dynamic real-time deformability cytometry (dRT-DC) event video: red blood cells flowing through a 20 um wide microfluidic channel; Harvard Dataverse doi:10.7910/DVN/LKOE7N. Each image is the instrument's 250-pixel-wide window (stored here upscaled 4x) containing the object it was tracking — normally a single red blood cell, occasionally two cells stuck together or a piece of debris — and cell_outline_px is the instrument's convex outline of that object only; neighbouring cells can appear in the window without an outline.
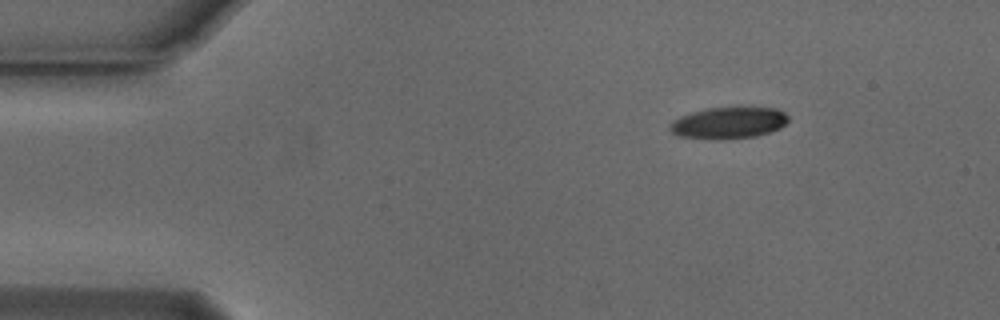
{"species": "Egyptian fruit bat (a non-hibernating species)", "species_latin": "Rousettus aegyptiacus", "temperature_condition": "cold", "stored_images_in_passage": 48, "camera_frame_rate_fps": 3000, "um_per_image_px": 0.085, "animal": {"sex": "male"}, "frame": {"image": 1, "passage_image": 1, "time_ms": 0.0, "image_size_px": [1000, 320], "cell_outline_px": [[788, 120], [780, 128], [756, 136], [720, 140], [680, 136], [672, 132], [668, 128], [668, 124], [672, 120], [680, 116], [704, 108], [736, 104], [776, 108], [784, 112], [788, 116]], "centroid_in_image_um": [61.93, 10.38], "position_along_channel_um": 23.1, "area_um2": 22.77}}
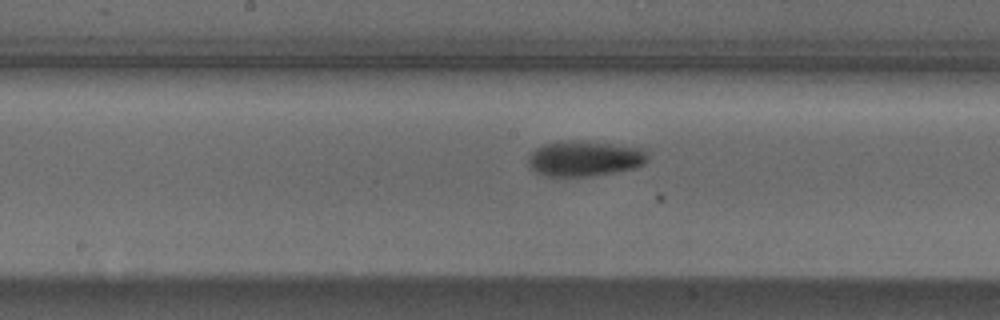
{"frame": {"image": 2, "passage_image": 21, "time_ms": 6.667, "image_size_px": [1000, 320], "cell_outline_px": [[648, 160], [644, 164], [636, 168], [588, 176], [544, 176], [532, 172], [528, 168], [528, 156], [536, 148], [544, 144], [556, 140], [588, 140], [644, 148], [648, 156]], "centroid_in_image_um": [49.66, 13.45], "position_along_channel_um": 198.5, "area_um2": 25.32}}
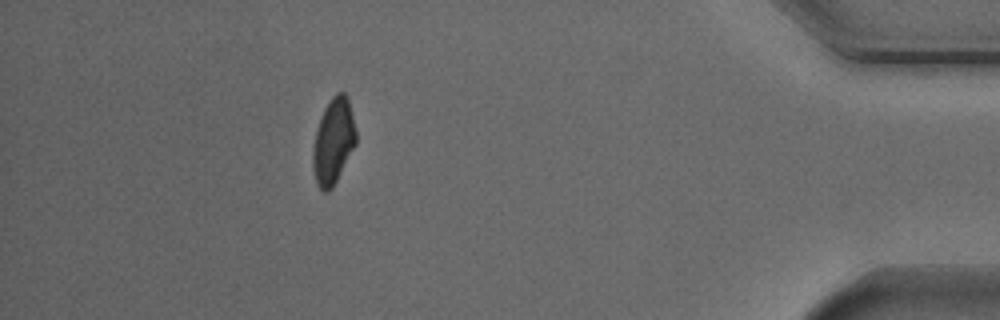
{"frame": {"image": 3, "passage_image": 42, "time_ms": 13.667, "image_size_px": [1000, 320], "cell_outline_px": [[356, 144], [332, 188], [328, 192], [324, 192], [320, 188], [316, 180], [312, 168], [312, 152], [316, 132], [324, 108], [332, 96], [336, 92], [344, 92], [348, 96], [356, 132]], "centroid_in_image_um": [28.34, 11.99], "position_along_channel_um": 406.9, "area_um2": 21.39}, "authors_computed_cell_mechanics": {"area_um2": 23.3223, "velocity_mm_per_s": 3.7603, "shape_relaxation_time_tau1_ms": 4.2409, "shape_relaxation_time_tau2_ms": null, "deformation_change_tau1": 0.1304, "deformation_change_tau2": null}}